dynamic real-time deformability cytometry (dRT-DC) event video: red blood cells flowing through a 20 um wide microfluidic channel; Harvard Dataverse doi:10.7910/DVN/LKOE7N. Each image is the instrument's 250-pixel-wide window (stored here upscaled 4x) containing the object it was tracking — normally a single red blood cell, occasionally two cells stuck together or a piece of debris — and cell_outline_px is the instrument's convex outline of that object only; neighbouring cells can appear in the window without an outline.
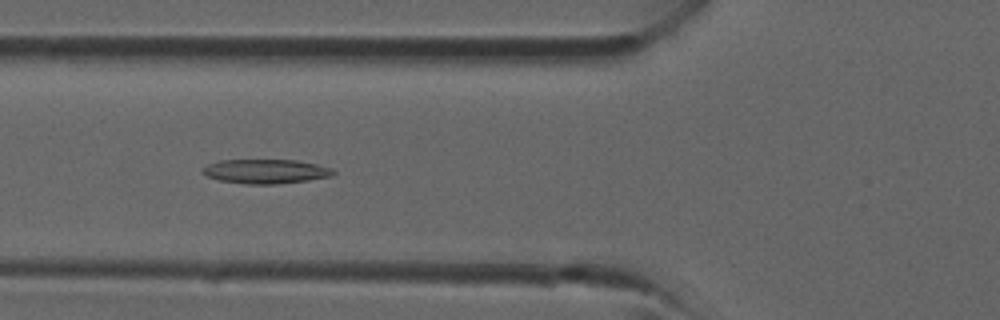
{"species": "common noctule bat (a hibernating species)", "species_latin": "Nyctalus noctula", "temperature_condition": "room temperature", "stored_images_in_passage": 38, "camera_frame_rate_fps": 3000, "um_per_image_px": 0.085, "animal": {"sex": "male", "forearm_length_mm": 52.5}, "frame": {"image": 1, "passage_image": 14, "time_ms": 4.333, "image_size_px": [1000, 320], "cell_outline_px": [[336, 172], [332, 176], [308, 180], [276, 184], [244, 184], [220, 180], [208, 176], [200, 172], [208, 164], [220, 160], [296, 160], [316, 164], [332, 168]], "centroid_in_image_um": [22.6, 14.57], "position_along_channel_um": 103.2, "area_um2": 18.44}}
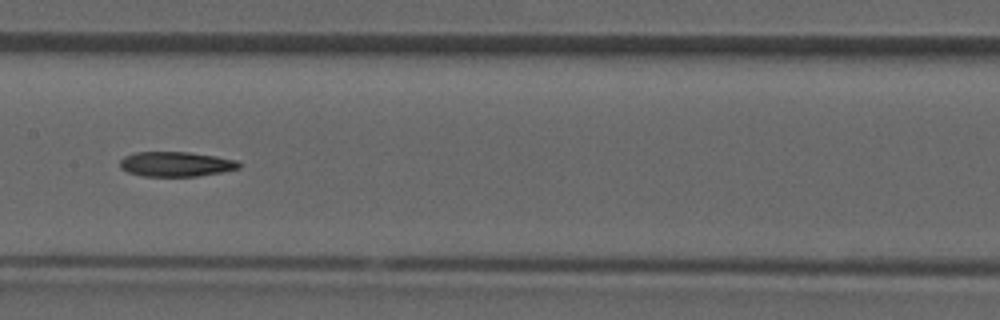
{"frame": {"image": 2, "passage_image": 19, "time_ms": 6.0, "image_size_px": [1000, 320], "cell_outline_px": [[240, 168], [220, 172], [196, 176], [144, 176], [128, 172], [120, 168], [120, 160], [124, 156], [136, 152], [188, 152], [216, 156], [236, 160], [240, 164]], "centroid_in_image_um": [14.93, 13.94], "position_along_channel_um": 192.5, "area_um2": 17.11}}
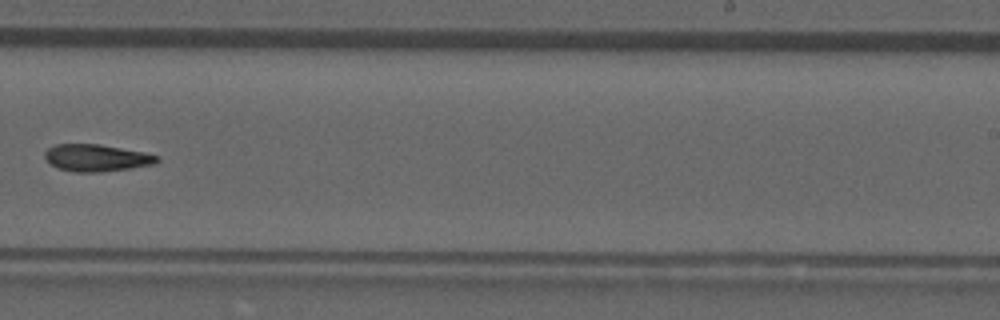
{"frame": {"image": 3, "passage_image": 24, "time_ms": 7.667, "image_size_px": [1000, 320], "cell_outline_px": [[160, 160], [156, 164], [132, 168], [100, 172], [76, 172], [60, 168], [48, 164], [44, 156], [44, 152], [48, 148], [56, 144], [100, 144], [144, 152], [160, 156]], "centroid_in_image_um": [8.22, 13.42], "position_along_channel_um": 280.8, "area_um2": 17.86}}